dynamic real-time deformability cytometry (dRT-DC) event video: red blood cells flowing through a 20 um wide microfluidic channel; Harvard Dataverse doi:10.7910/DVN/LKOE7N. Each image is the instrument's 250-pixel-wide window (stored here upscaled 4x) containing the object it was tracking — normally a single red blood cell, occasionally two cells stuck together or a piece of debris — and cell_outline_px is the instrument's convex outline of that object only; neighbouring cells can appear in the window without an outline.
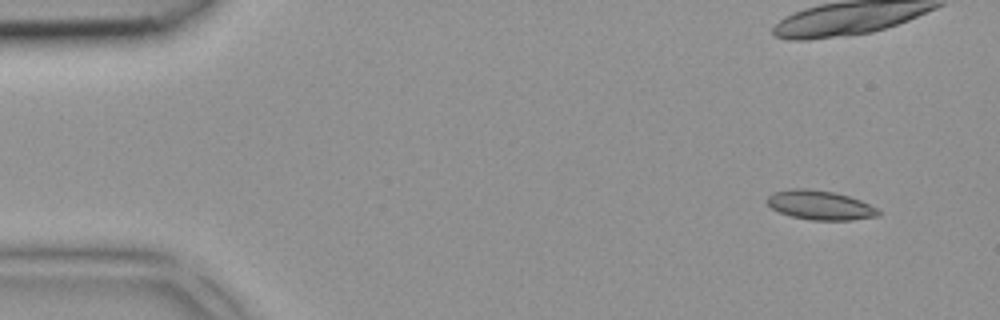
{"species": "common noctule bat (a hibernating species)", "species_latin": "Nyctalus noctula", "temperature_condition": "room temperature", "stored_images_in_passage": 5, "camera_frame_rate_fps": 3000, "um_per_image_px": 0.085, "animal": {"sex": "female", "body_mass_g": 18.4}, "frame": {"image": 1, "passage_image": 1, "time_ms": 0.0, "image_size_px": [1000, 320], "cell_outline_px": [[880, 212], [876, 216], [852, 220], [812, 220], [792, 216], [780, 212], [772, 208], [764, 200], [772, 192], [792, 188], [808, 188], [832, 192], [848, 196], [860, 200], [876, 208]], "centroid_in_image_um": [69.65, 17.43], "position_along_channel_um": 15.4, "area_um2": 18.84}}